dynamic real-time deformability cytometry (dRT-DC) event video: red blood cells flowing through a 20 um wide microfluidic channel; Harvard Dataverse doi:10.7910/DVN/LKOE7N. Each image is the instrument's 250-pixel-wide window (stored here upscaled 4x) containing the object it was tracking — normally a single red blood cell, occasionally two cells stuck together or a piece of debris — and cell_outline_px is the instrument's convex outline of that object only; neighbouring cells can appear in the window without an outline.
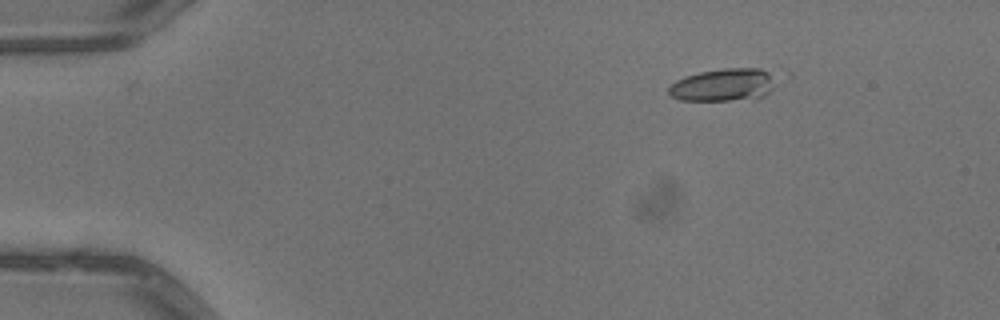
{"species": "common noctule bat (a hibernating species)", "species_latin": "Nyctalus noctula", "temperature_condition": "warm", "stored_images_in_passage": 4, "camera_frame_rate_fps": 3000, "um_per_image_px": 0.085, "animal": {"sex": "male", "body_mass_g": 13.3}, "frame": {"image": 1, "passage_image": 2, "time_ms": 0.333, "image_size_px": [1000, 320], "cell_outline_px": [[772, 88], [764, 96], [728, 100], [680, 100], [672, 96], [668, 92], [668, 88], [676, 80], [684, 76], [700, 72], [724, 68], [760, 68], [768, 72]], "centroid_in_image_um": [61.39, 7.21], "position_along_channel_um": 23.6, "area_um2": 19.77}}
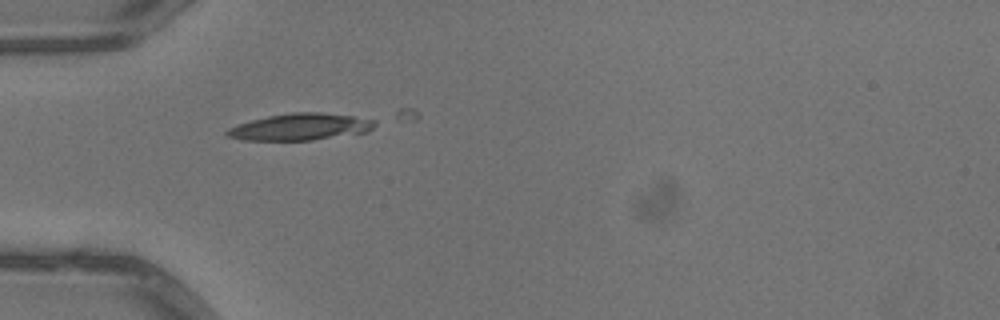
{"frame": {"image": 2, "passage_image": 4, "time_ms": 1.0, "image_size_px": [1000, 320], "cell_outline_px": [[376, 124], [368, 132], [312, 140], [244, 140], [228, 136], [224, 132], [228, 128], [236, 124], [268, 116], [292, 112], [320, 112], [352, 116], [376, 120]], "centroid_in_image_um": [25.53, 10.78], "position_along_channel_um": 59.5, "area_um2": 23.0}}